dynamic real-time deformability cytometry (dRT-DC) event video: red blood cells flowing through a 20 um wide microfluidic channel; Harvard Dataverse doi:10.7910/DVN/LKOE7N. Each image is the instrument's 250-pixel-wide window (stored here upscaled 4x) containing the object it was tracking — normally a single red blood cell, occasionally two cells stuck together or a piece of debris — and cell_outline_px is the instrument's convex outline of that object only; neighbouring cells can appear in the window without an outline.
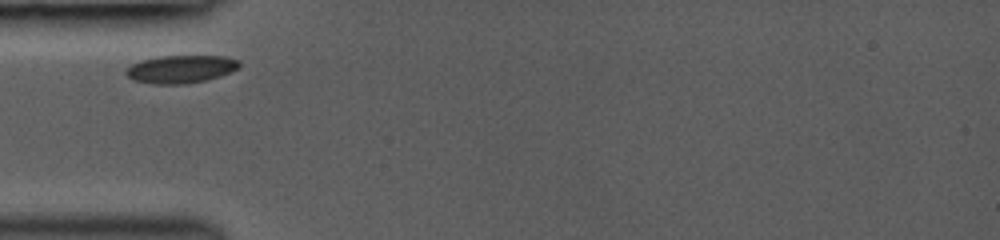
{"species": "common noctule bat (a hibernating species)", "species_latin": "Nyctalus noctula", "temperature_condition": "room temperature", "stored_images_in_passage": 10, "camera_frame_rate_fps": 3000, "um_per_image_px": 0.085, "animal": {"sex": "female", "body_mass_g": 19.0, "forearm_length_mm": 53.3}, "frame": {"image": 1, "passage_image": 1, "time_ms": 0.0, "image_size_px": [1000, 240], "cell_outline_px": [[240, 68], [220, 76], [208, 80], [184, 84], [152, 84], [132, 80], [124, 72], [132, 64], [140, 60], [156, 56], [224, 56], [240, 60]], "centroid_in_image_um": [15.38, 5.87], "position_along_channel_um": 69.6, "area_um2": 18.61}}
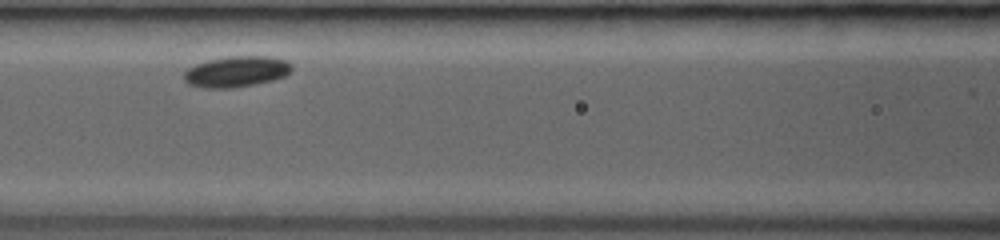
{"frame": {"image": 2, "passage_image": 6, "time_ms": 2.0, "image_size_px": [1000, 240], "cell_outline_px": [[292, 68], [284, 76], [272, 80], [256, 84], [232, 88], [200, 88], [188, 84], [184, 80], [184, 72], [188, 68], [196, 64], [208, 60], [228, 56], [268, 56], [284, 60], [292, 64]], "centroid_in_image_um": [20.06, 6.09], "position_along_channel_um": 146.5, "area_um2": 19.42}}
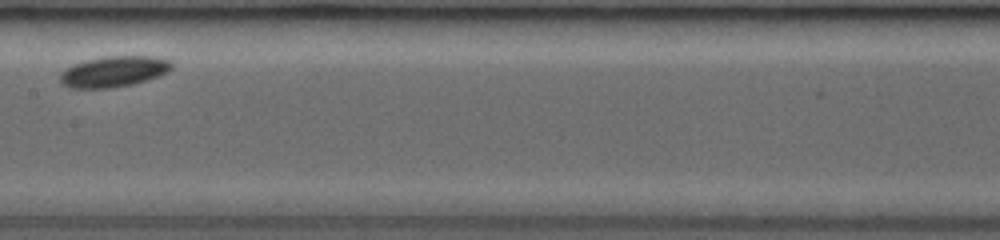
{"frame": {"image": 3, "passage_image": 9, "time_ms": 3.333, "image_size_px": [1000, 240], "cell_outline_px": [[172, 68], [168, 72], [160, 76], [148, 80], [132, 84], [112, 88], [72, 88], [60, 84], [60, 72], [72, 64], [84, 60], [104, 56], [152, 56], [168, 60], [172, 64]], "centroid_in_image_um": [9.64, 6.08], "position_along_channel_um": 197.8, "area_um2": 20.29}}